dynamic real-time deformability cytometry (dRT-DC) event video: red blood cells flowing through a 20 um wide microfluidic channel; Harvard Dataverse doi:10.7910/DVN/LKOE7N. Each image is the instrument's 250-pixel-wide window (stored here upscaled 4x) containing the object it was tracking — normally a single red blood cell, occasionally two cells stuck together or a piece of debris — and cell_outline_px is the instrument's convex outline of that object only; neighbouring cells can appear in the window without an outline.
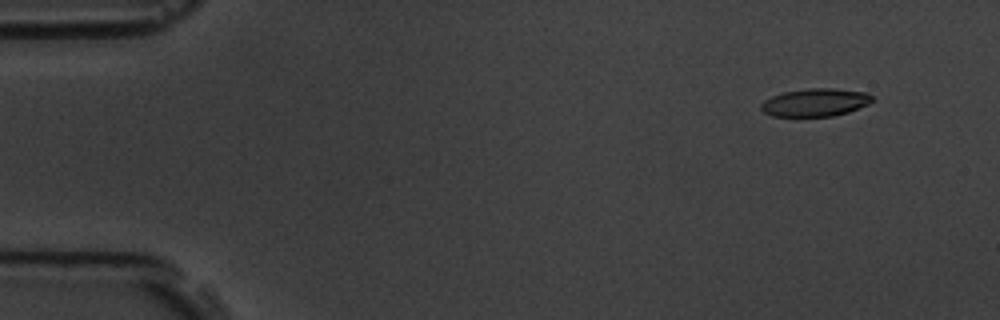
{"species": "common noctule bat (a hibernating species)", "species_latin": "Nyctalus noctula", "temperature_condition": "room temperature", "stored_images_in_passage": 10, "camera_frame_rate_fps": 3000, "um_per_image_px": 0.085, "animal": {"sex": "male", "body_mass_g": 19.5, "forearm_length_mm": 54.6}, "frame": {"image": 1, "passage_image": 1, "time_ms": 0.0, "image_size_px": [1000, 320], "cell_outline_px": [[872, 100], [868, 104], [848, 112], [832, 116], [772, 116], [764, 112], [760, 108], [760, 104], [764, 100], [772, 96], [784, 92], [808, 88], [832, 88], [868, 92], [872, 96]], "centroid_in_image_um": [69.29, 8.7], "position_along_channel_um": 15.7, "area_um2": 18.03}}
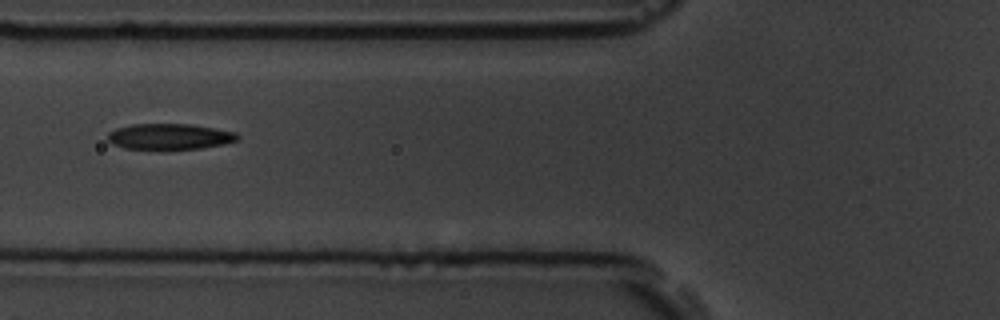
{"frame": {"image": 2, "passage_image": 6, "time_ms": 5.667, "image_size_px": [1000, 320], "cell_outline_px": [[240, 136], [236, 140], [224, 144], [200, 148], [164, 152], [160, 152], [124, 148], [112, 144], [108, 140], [108, 132], [116, 128], [132, 124], [192, 124], [236, 132]], "centroid_in_image_um": [14.37, 11.65], "position_along_channel_um": 111.4, "area_um2": 20.4}}
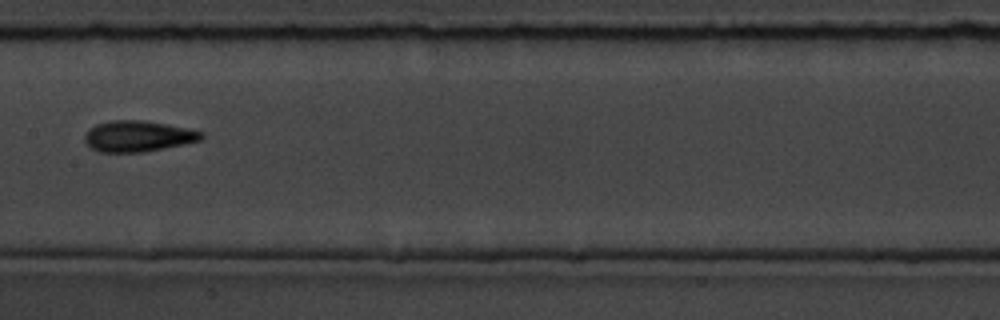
{"frame": {"image": 3, "passage_image": 8, "time_ms": 8.0, "image_size_px": [1000, 320], "cell_outline_px": [[204, 136], [200, 140], [184, 144], [144, 152], [100, 152], [92, 148], [84, 140], [84, 136], [88, 128], [96, 124], [112, 120], [144, 120], [188, 128], [204, 132]], "centroid_in_image_um": [11.72, 11.57], "position_along_channel_um": 195.7, "area_um2": 21.1}}